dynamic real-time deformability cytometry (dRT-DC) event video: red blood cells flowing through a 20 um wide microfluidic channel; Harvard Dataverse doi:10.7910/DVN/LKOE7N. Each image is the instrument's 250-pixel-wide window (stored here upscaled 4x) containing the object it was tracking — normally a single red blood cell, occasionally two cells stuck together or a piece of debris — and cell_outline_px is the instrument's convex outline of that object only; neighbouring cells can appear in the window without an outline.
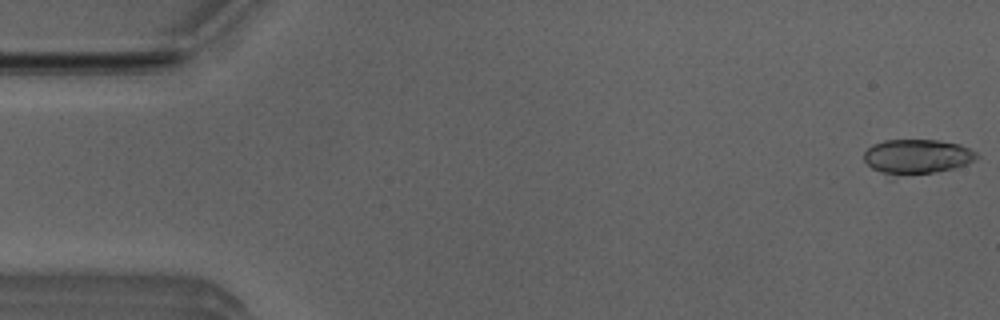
{"species": "Egyptian fruit bat (a non-hibernating species)", "species_latin": "Rousettus aegyptiacus", "temperature_condition": "room temperature", "stored_images_in_passage": 6, "camera_frame_rate_fps": 3000, "um_per_image_px": 0.085, "animal": {"sex": "male"}, "frame": {"image": 1, "passage_image": 1, "time_ms": 0.0, "image_size_px": [1000, 320], "cell_outline_px": [[980, 156], [968, 164], [936, 172], [892, 180], [888, 180], [872, 168], [864, 160], [864, 152], [872, 144], [884, 140], [936, 140], [960, 144], [976, 152]], "centroid_in_image_um": [77.87, 13.38], "position_along_channel_um": 7.1, "area_um2": 23.81}}